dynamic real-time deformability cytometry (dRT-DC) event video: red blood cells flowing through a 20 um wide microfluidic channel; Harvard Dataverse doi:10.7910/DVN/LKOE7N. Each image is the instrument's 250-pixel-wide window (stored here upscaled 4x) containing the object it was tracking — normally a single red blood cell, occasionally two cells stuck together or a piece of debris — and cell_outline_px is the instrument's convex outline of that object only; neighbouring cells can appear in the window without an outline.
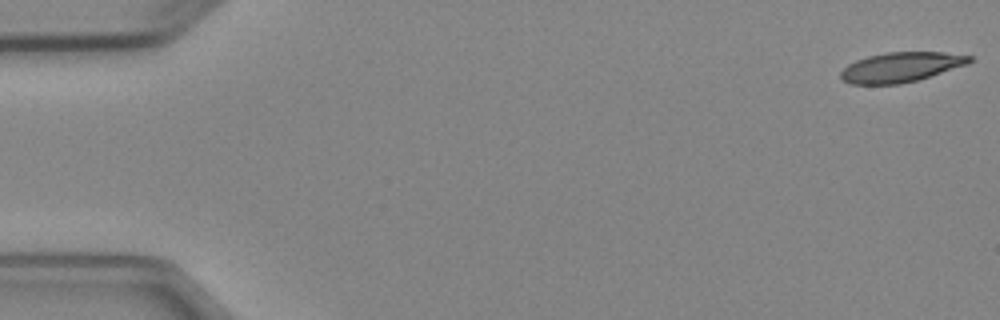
{"species": "Egyptian fruit bat (a non-hibernating species)", "species_latin": "Rousettus aegyptiacus", "temperature_condition": "cold", "stored_images_in_passage": 5, "camera_frame_rate_fps": 3000, "um_per_image_px": 0.085, "animal": {"sex": "female"}, "frame": {"image": 1, "passage_image": 1, "time_ms": 0.0, "image_size_px": [1000, 320], "cell_outline_px": [[972, 60], [968, 64], [916, 80], [900, 84], [852, 84], [840, 80], [840, 72], [848, 64], [856, 60], [868, 56], [888, 52], [944, 52], [972, 56]], "centroid_in_image_um": [76.55, 5.7], "position_along_channel_um": 8.5, "area_um2": 22.25}}
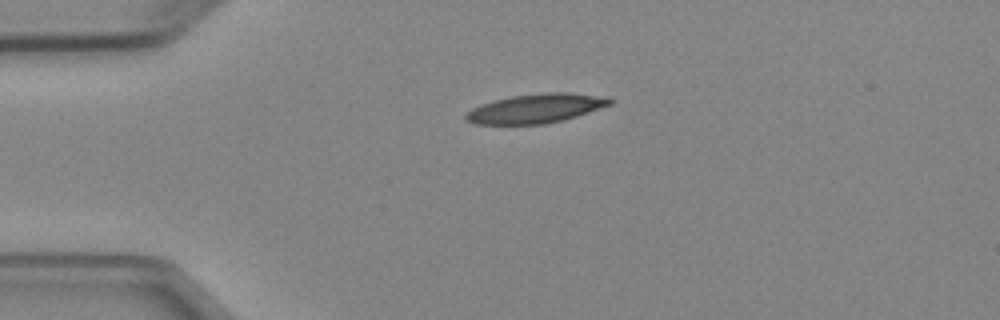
{"frame": {"image": 2, "passage_image": 4, "time_ms": 3.667, "image_size_px": [1000, 320], "cell_outline_px": [[616, 100], [612, 104], [564, 120], [544, 124], [476, 124], [464, 120], [464, 116], [472, 108], [480, 104], [492, 100], [512, 96], [544, 92], [568, 92], [612, 96]], "centroid_in_image_um": [45.61, 9.2], "position_along_channel_um": 39.4, "area_um2": 24.91}}